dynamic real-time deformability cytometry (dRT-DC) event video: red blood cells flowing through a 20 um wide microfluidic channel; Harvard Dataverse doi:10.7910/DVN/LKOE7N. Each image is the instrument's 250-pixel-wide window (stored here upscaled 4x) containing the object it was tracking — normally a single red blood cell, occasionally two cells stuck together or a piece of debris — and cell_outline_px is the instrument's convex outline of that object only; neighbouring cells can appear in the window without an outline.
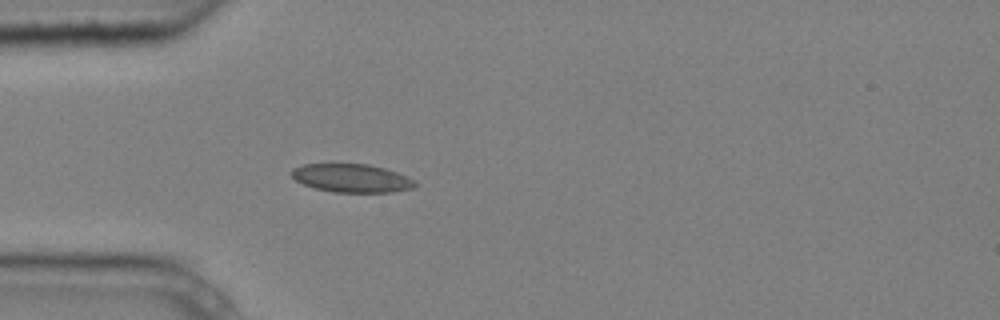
{"species": "common noctule bat (a hibernating species)", "species_latin": "Nyctalus noctula", "temperature_condition": "cold", "stored_images_in_passage": 4, "camera_frame_rate_fps": 3000, "um_per_image_px": 0.085, "animal": {"sex": "male", "body_mass_g": 20.4}, "frame": {"image": 1, "passage_image": 4, "time_ms": 1.0, "image_size_px": [1000, 320], "cell_outline_px": [[416, 184], [412, 188], [392, 192], [332, 192], [316, 188], [304, 184], [296, 180], [288, 172], [292, 168], [304, 164], [368, 164], [384, 168], [408, 176], [416, 180]], "centroid_in_image_um": [29.88, 15.14], "position_along_channel_um": 55.1, "area_um2": 20.4}}